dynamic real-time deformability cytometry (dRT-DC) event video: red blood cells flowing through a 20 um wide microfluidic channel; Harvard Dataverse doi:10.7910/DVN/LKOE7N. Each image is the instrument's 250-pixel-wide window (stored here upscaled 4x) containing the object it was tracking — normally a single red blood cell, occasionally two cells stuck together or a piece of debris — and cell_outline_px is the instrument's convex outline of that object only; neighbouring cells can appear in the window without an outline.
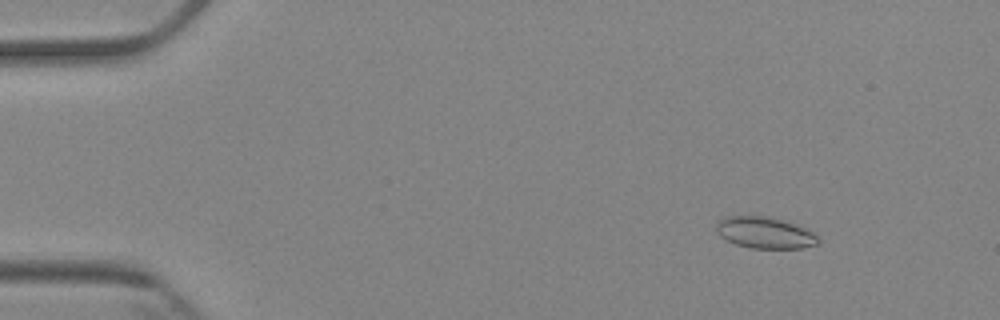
{"species": "Egyptian fruit bat (a non-hibernating species)", "species_latin": "Rousettus aegyptiacus", "temperature_condition": "cold", "stored_images_in_passage": 5, "camera_frame_rate_fps": 3000, "um_per_image_px": 0.085, "animal": {"sex": "female"}, "frame": {"image": 1, "passage_image": 2, "time_ms": 1.333, "image_size_px": [1000, 320], "cell_outline_px": [[820, 240], [816, 244], [804, 248], [752, 248], [736, 244], [720, 236], [716, 232], [716, 224], [724, 216], [768, 216], [788, 220], [820, 236]], "centroid_in_image_um": [65.04, 19.77], "position_along_channel_um": 20.0, "area_um2": 18.84}}